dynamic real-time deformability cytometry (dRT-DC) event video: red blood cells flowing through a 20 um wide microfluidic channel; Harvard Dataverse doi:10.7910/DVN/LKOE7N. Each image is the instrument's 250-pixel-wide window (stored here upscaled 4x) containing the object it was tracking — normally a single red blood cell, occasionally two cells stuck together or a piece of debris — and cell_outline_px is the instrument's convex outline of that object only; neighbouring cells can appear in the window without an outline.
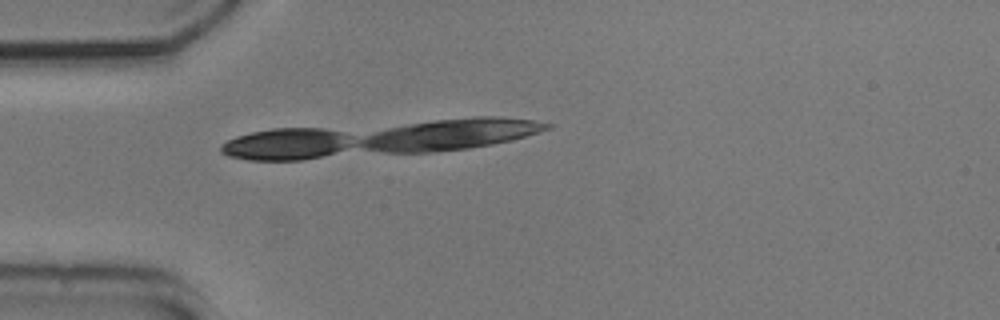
{"species": "common noctule bat (a hibernating species)", "species_latin": "Nyctalus noctula", "temperature_condition": "cold", "stored_images_in_passage": 17, "camera_frame_rate_fps": 3000, "um_per_image_px": 0.085, "animal": {"sex": "male", "body_mass_g": 20.5, "forearm_length_mm": 52.5}, "frame": {"image": 1, "passage_image": 14, "time_ms": 4.333, "image_size_px": [1000, 320], "cell_outline_px": [[340, 148], [332, 152], [316, 156], [292, 160], [256, 160], [236, 156], [224, 152], [224, 144], [240, 136], [256, 132], [280, 128], [312, 128], [332, 132]], "centroid_in_image_um": [24.05, 12.27], "position_along_channel_um": 61.0, "area_um2": 20.98}}